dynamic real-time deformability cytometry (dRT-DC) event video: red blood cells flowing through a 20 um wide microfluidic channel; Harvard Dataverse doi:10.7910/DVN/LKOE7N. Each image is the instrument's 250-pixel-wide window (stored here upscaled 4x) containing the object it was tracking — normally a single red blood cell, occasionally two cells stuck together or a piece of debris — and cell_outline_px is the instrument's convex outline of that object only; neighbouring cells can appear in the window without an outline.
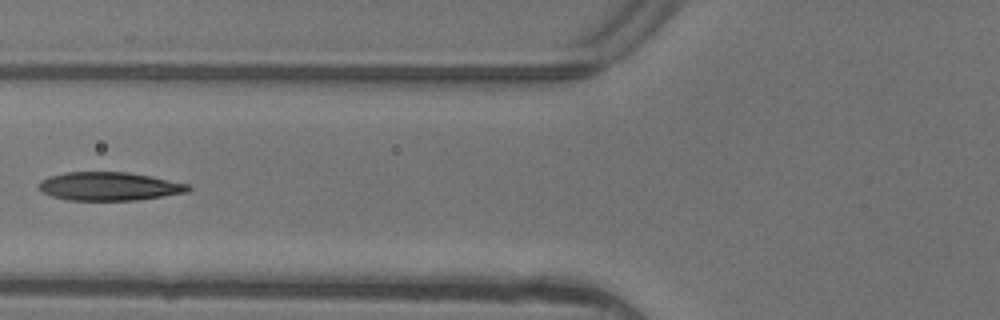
{"species": "common noctule bat (a hibernating species)", "species_latin": "Nyctalus noctula", "temperature_condition": "warm", "stored_images_in_passage": 5, "camera_frame_rate_fps": 3000, "um_per_image_px": 0.085, "animal": {"sex": "female"}, "frame": {"image": 1, "passage_image": 5, "time_ms": 1.333, "image_size_px": [1000, 320], "cell_outline_px": [[192, 188], [188, 192], [136, 200], [68, 200], [52, 196], [44, 192], [40, 188], [40, 184], [48, 176], [64, 172], [128, 172], [152, 176], [188, 184]], "centroid_in_image_um": [9.32, 15.83], "position_along_channel_um": 116.5, "area_um2": 24.57}}